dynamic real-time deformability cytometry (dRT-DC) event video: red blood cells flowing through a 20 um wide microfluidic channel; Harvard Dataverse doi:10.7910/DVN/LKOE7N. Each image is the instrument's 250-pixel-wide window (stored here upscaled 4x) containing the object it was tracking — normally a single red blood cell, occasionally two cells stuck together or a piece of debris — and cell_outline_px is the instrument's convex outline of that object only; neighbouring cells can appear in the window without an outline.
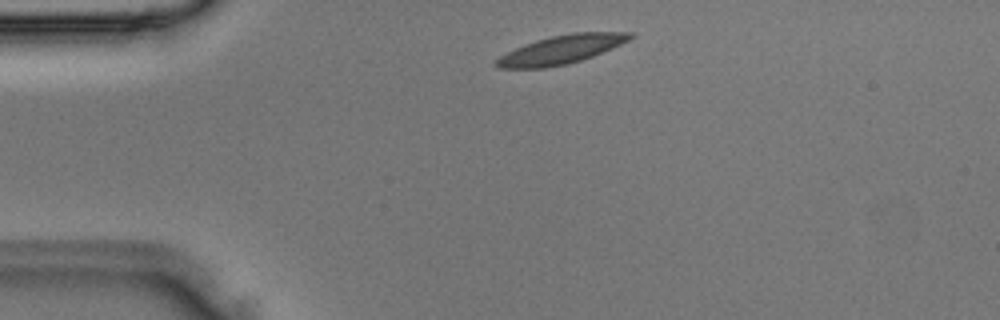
{"species": "Egyptian fruit bat (a non-hibernating species)", "species_latin": "Rousettus aegyptiacus", "temperature_condition": "room temperature", "stored_images_in_passage": 3, "segment_of_instrument_passage": [2, 2], "camera_frame_rate_fps": 3000, "um_per_image_px": 0.085, "animal": {"sex": "male"}, "frame": {"image": 1, "passage_image": 3, "time_ms": 0.667, "image_size_px": [1000, 320], "cell_outline_px": [[636, 36], [612, 48], [592, 56], [568, 64], [544, 68], [500, 68], [492, 64], [500, 56], [524, 44], [536, 40], [552, 36], [572, 32], [632, 32]], "centroid_in_image_um": [47.7, 4.21], "position_along_channel_um": 37.3, "area_um2": 22.14}}